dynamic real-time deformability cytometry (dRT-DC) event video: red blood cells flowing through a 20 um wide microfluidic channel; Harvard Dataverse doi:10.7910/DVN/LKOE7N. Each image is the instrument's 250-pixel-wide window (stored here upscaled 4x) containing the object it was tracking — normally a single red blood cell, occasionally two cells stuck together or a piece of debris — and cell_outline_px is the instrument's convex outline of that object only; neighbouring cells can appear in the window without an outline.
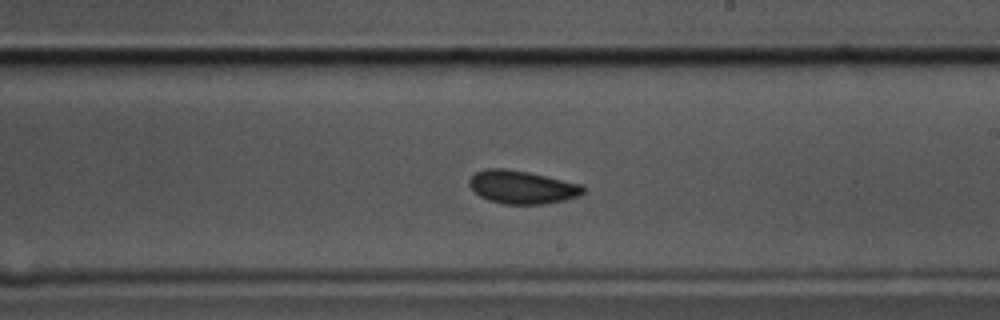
{"species": "common noctule bat (a hibernating species)", "species_latin": "Nyctalus noctula", "temperature_condition": "cold", "stored_images_in_passage": 54, "camera_frame_rate_fps": 3000, "um_per_image_px": 0.085, "animal": {"sex": "male", "body_mass_g": 17.5, "forearm_length_mm": 52.3}, "frame": {"image": 1, "passage_image": 30, "time_ms": 9.667, "image_size_px": [1000, 320], "cell_outline_px": [[588, 188], [580, 196], [564, 200], [544, 204], [504, 204], [488, 200], [480, 196], [468, 184], [468, 180], [476, 172], [484, 168], [504, 168], [528, 172], [584, 184]], "centroid_in_image_um": [44.42, 15.9], "position_along_channel_um": 244.6, "area_um2": 22.25}}
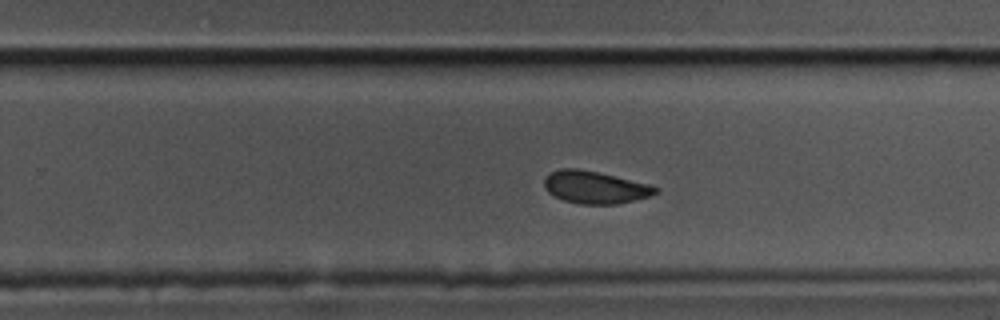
{"frame": {"image": 2, "passage_image": 33, "time_ms": 10.667, "image_size_px": [1000, 320], "cell_outline_px": [[660, 192], [648, 196], [616, 204], [580, 204], [564, 200], [552, 196], [544, 188], [544, 180], [552, 172], [560, 168], [576, 168], [596, 172], [648, 184], [660, 188]], "centroid_in_image_um": [50.55, 15.93], "position_along_channel_um": 279.2, "area_um2": 20.75}}
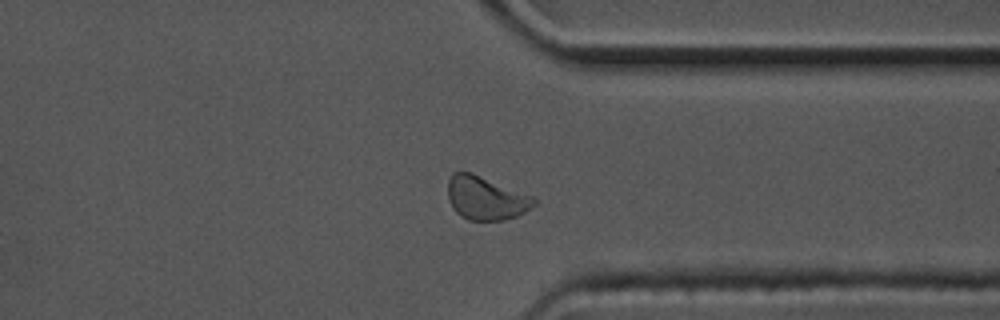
{"frame": {"image": 3, "passage_image": 41, "time_ms": 13.333, "image_size_px": [1000, 320], "cell_outline_px": [[536, 204], [524, 212], [516, 216], [504, 220], [468, 220], [460, 216], [452, 208], [448, 200], [448, 180], [452, 172], [472, 172], [536, 196]], "centroid_in_image_um": [41.31, 16.82], "position_along_channel_um": 370.1, "area_um2": 22.25}, "authors_computed_cell_mechanics": {"area_um2": 22.2819, "velocity_mm_per_s": 3.4543, "shape_relaxation_time_tau1_ms": 3.0077, "shape_relaxation_time_tau2_ms": 2.817, "deformation_change_tau1": 0.0791, "deformation_change_tau2": 0.0752}}